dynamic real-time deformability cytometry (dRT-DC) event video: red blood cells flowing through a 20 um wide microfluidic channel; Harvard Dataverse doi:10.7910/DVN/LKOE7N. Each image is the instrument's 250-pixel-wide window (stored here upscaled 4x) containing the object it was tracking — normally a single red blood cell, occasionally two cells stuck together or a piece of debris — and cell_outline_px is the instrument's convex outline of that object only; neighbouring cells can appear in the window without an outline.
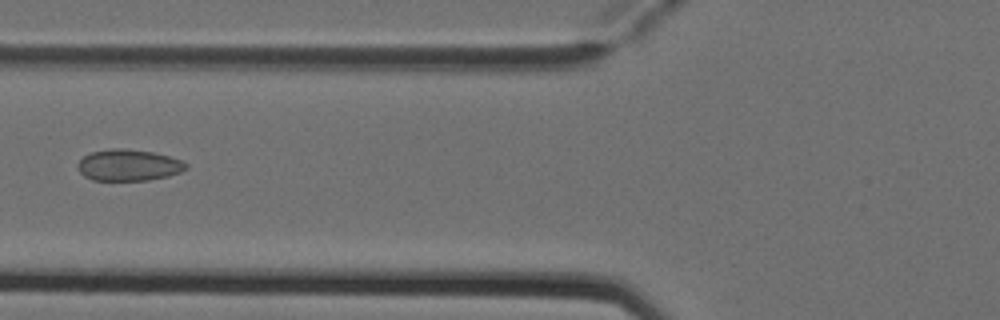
{"species": "Egyptian fruit bat (a non-hibernating species)", "species_latin": "Rousettus aegyptiacus", "temperature_condition": "cold", "stored_images_in_passage": 7, "camera_frame_rate_fps": 3000, "um_per_image_px": 0.085, "animal": {"sex": "female"}, "frame": {"image": 1, "passage_image": 7, "time_ms": 2.0, "image_size_px": [1000, 320], "cell_outline_px": [[188, 168], [180, 172], [168, 176], [148, 180], [92, 180], [84, 176], [80, 172], [76, 164], [84, 156], [92, 152], [108, 148], [124, 148], [152, 152], [168, 156], [180, 160], [188, 164]], "centroid_in_image_um": [10.91, 14.03], "position_along_channel_um": 114.9, "area_um2": 19.83}}